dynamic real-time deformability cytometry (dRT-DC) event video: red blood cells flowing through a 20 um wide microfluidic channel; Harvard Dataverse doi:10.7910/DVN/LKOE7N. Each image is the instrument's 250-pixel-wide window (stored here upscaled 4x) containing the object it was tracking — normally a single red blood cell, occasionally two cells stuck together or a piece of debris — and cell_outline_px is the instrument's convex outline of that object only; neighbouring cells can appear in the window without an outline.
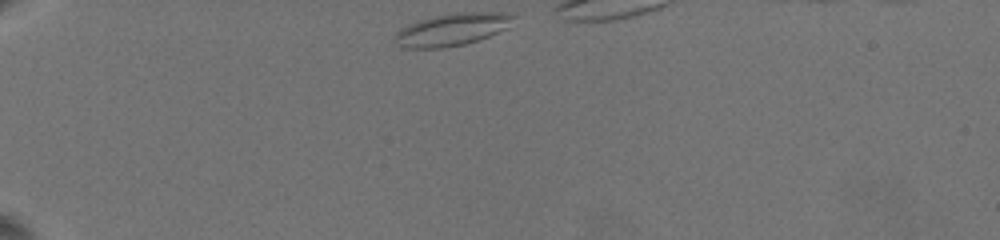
{"species": "common noctule bat (a hibernating species)", "species_latin": "Nyctalus noctula", "temperature_condition": "warm", "stored_images_in_passage": 8, "segment_of_instrument_passage": [1, 2], "camera_frame_rate_fps": 3000, "um_per_image_px": 0.085, "animal": {"sex": "female", "body_mass_g": 19.5, "forearm_length_mm": 54.1}, "frame": {"image": 1, "passage_image": 1, "time_ms": 0.0, "image_size_px": [1000, 240], "cell_outline_px": [[516, 16], [508, 28], [500, 32], [480, 40], [464, 44], [440, 48], [400, 48], [392, 40], [396, 32], [400, 28], [408, 24], [420, 20], [436, 16], [456, 12], [508, 12]], "centroid_in_image_um": [38.43, 2.51], "position_along_channel_um": 46.6, "area_um2": 22.72}}
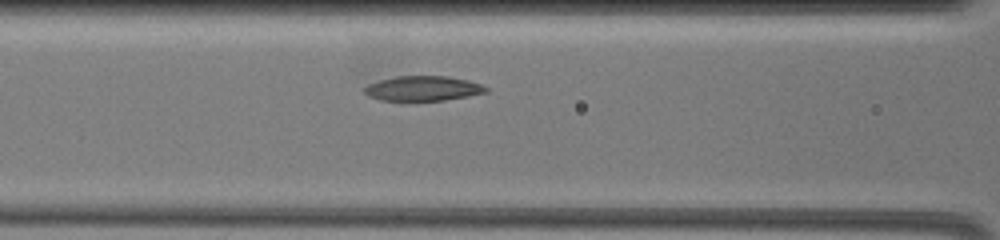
{"frame": {"image": 2, "passage_image": 7, "time_ms": 4.0, "image_size_px": [1000, 240], "cell_outline_px": [[488, 92], [468, 96], [444, 100], [380, 100], [368, 96], [364, 92], [364, 88], [368, 84], [380, 80], [396, 76], [448, 76], [468, 80], [480, 84], [488, 88]], "centroid_in_image_um": [35.95, 7.51], "position_along_channel_um": 130.6, "area_um2": 17.51}}